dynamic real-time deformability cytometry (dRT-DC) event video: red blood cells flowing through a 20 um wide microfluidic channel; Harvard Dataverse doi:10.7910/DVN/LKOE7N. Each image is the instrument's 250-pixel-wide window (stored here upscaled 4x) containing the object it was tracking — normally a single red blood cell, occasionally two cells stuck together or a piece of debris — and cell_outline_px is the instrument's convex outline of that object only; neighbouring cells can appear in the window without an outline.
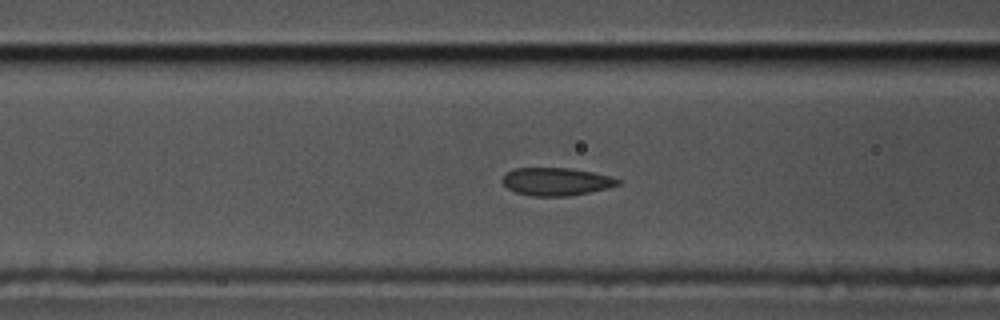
{"species": "common noctule bat (a hibernating species)", "species_latin": "Nyctalus noctula", "temperature_condition": "cold", "stored_images_in_passage": 34, "camera_frame_rate_fps": 3000, "um_per_image_px": 0.085, "animal": {"sex": "male", "body_mass_g": 17.5, "forearm_length_mm": 52.3}, "frame": {"image": 1, "passage_image": 8, "time_ms": 2.333, "image_size_px": [1000, 320], "cell_outline_px": [[620, 184], [608, 188], [568, 196], [532, 196], [516, 192], [508, 188], [500, 180], [508, 172], [516, 168], [568, 168], [592, 172], [608, 176], [620, 180]], "centroid_in_image_um": [47.26, 15.44], "position_along_channel_um": 119.3, "area_um2": 18.5}}
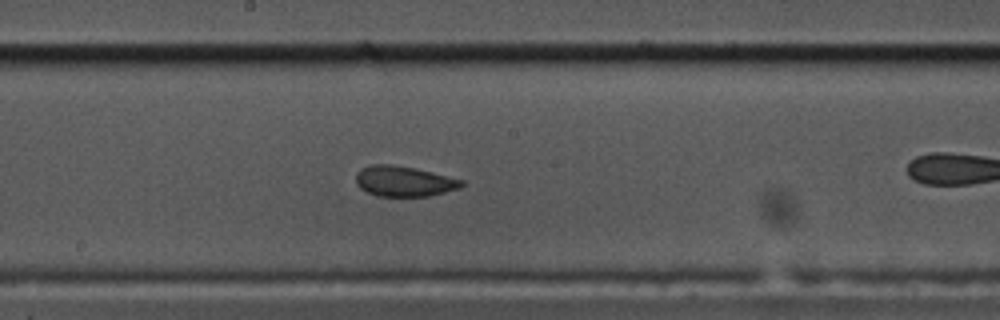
{"frame": {"image": 2, "passage_image": 16, "time_ms": 5.0, "image_size_px": [1000, 320], "cell_outline_px": [[464, 184], [460, 188], [428, 196], [376, 196], [360, 188], [356, 184], [356, 172], [360, 168], [372, 164], [392, 164], [412, 168], [464, 180]], "centroid_in_image_um": [34.29, 15.41], "position_along_channel_um": 213.9, "area_um2": 18.61}}
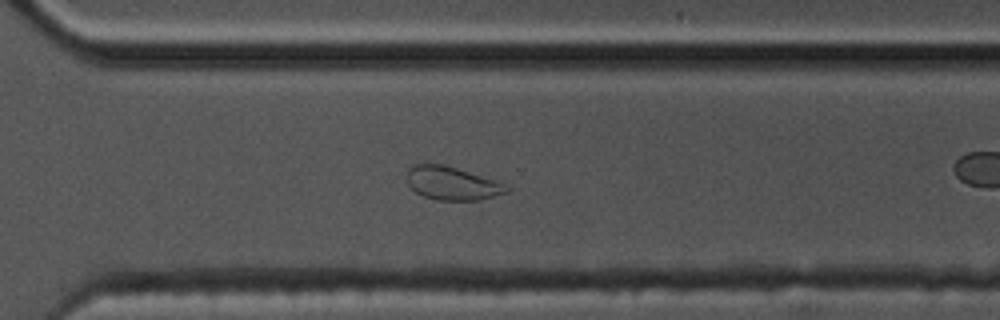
{"frame": {"image": 3, "passage_image": 26, "time_ms": 8.333, "image_size_px": [1000, 320], "cell_outline_px": [[512, 188], [508, 192], [480, 200], [440, 200], [424, 196], [416, 192], [408, 184], [408, 168], [416, 164], [444, 164], [492, 180]], "centroid_in_image_um": [38.41, 15.59], "position_along_channel_um": 332.2, "area_um2": 18.9}, "authors_computed_cell_mechanics": {"area_um2": 18.6405, "velocity_mm_per_s": 3.554, "shape_relaxation_time_tau1_ms": null, "shape_relaxation_time_tau2_ms": 1.259, "deformation_change_tau1": null, "deformation_change_tau2": 0.0528}}